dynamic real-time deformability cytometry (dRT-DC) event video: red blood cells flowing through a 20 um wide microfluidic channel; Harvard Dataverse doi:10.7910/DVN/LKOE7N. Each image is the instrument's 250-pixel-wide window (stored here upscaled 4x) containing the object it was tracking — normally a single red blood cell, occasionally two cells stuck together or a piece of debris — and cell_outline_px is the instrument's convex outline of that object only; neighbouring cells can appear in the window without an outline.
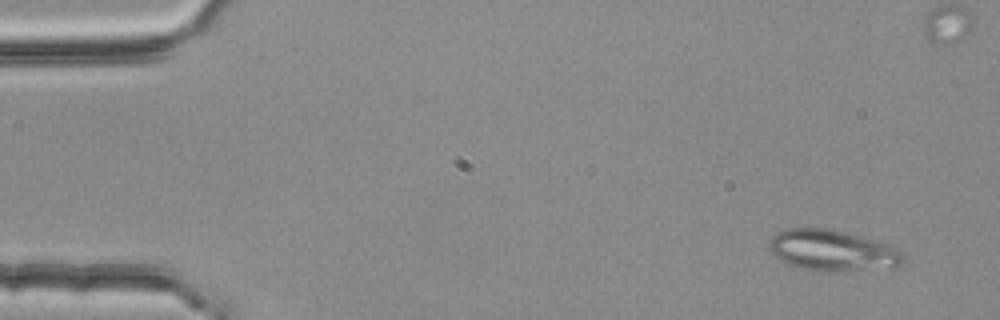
{"species": "common noctule bat (a hibernating species)", "species_latin": "Nyctalus noctula", "temperature_condition": "room temperature", "stored_images_in_passage": 5, "camera_frame_rate_fps": 3000, "um_per_image_px": 0.085, "animal": {"sex": "female", "body_mass_g": 25.1}, "frame": {"image": 1, "passage_image": 1, "time_ms": 0.0, "image_size_px": [1000, 320], "cell_outline_px": [[904, 264], [892, 268], [828, 272], [820, 272], [800, 268], [788, 264], [780, 260], [768, 248], [772, 236], [776, 232], [788, 228], [824, 228], [860, 236], [888, 244], [896, 248], [904, 256]], "centroid_in_image_um": [70.76, 21.31], "position_along_channel_um": 14.2, "area_um2": 32.19}}